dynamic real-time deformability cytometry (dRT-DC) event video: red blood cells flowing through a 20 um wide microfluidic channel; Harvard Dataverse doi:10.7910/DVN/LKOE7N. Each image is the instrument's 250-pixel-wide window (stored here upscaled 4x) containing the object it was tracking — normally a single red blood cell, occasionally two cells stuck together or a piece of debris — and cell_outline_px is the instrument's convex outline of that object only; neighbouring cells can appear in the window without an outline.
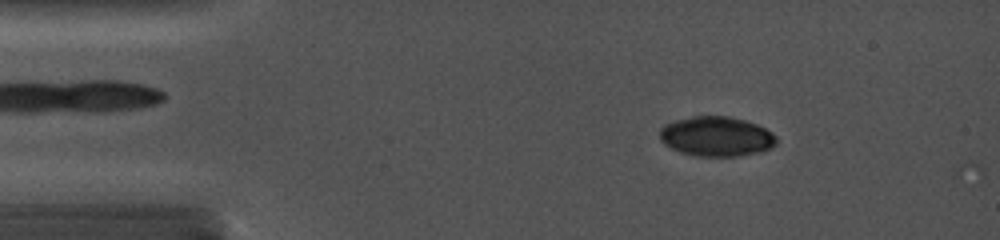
{"species": "common noctule bat (a hibernating species)", "species_latin": "Nyctalus noctula", "temperature_condition": "cold", "stored_images_in_passage": 8, "camera_frame_rate_fps": 5000, "um_per_image_px": 0.085, "animal": {"sex": "female", "body_mass_g": 19.0, "forearm_length_mm": 56.7}, "frame": {"image": 1, "passage_image": 7, "time_ms": 2.0, "image_size_px": [1000, 240], "cell_outline_px": [[776, 144], [760, 152], [736, 156], [696, 156], [680, 152], [664, 144], [660, 140], [660, 128], [664, 124], [676, 120], [692, 116], [728, 116], [744, 120], [756, 124], [772, 132], [776, 136]], "centroid_in_image_um": [60.87, 11.59], "position_along_channel_um": 24.1, "area_um2": 26.99}}